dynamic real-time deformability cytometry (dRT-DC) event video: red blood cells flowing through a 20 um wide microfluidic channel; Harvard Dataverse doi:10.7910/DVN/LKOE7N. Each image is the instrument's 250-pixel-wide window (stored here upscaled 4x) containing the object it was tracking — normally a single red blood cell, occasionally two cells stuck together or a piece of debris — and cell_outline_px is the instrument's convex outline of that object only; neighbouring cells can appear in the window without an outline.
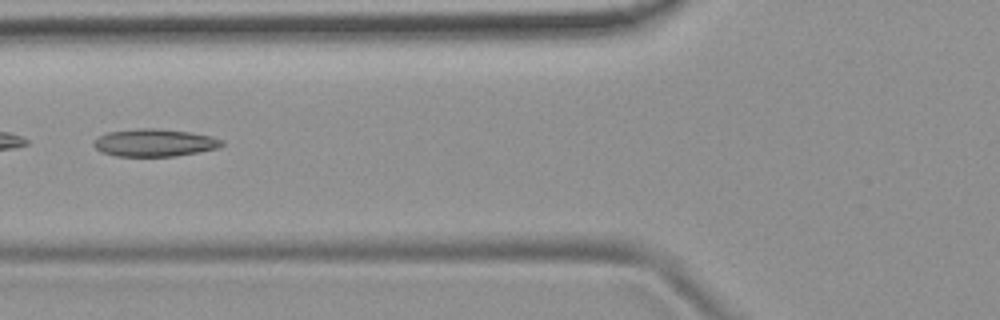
{"species": "common noctule bat (a hibernating species)", "species_latin": "Nyctalus noctula", "temperature_condition": "room temperature", "stored_images_in_passage": 8, "camera_frame_rate_fps": 3000, "um_per_image_px": 0.085, "animal": {"sex": "female", "body_mass_g": 19.9}, "frame": {"image": 1, "passage_image": 6, "time_ms": 6.0, "image_size_px": [1000, 320], "cell_outline_px": [[224, 144], [216, 148], [176, 156], [116, 156], [100, 152], [92, 144], [100, 136], [108, 132], [136, 128], [152, 128], [192, 132], [212, 136], [224, 140]], "centroid_in_image_um": [13.13, 12.12], "position_along_channel_um": 112.7, "area_um2": 20.52}}
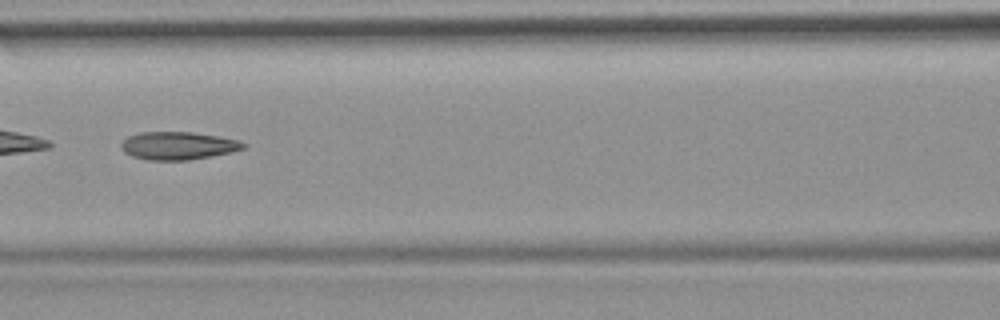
{"frame": {"image": 2, "passage_image": 7, "time_ms": 7.0, "image_size_px": [1000, 320], "cell_outline_px": [[248, 144], [244, 148], [232, 152], [212, 156], [188, 160], [148, 160], [132, 156], [124, 152], [120, 148], [120, 144], [128, 136], [140, 132], [192, 132], [220, 136], [240, 140]], "centroid_in_image_um": [15.16, 12.38], "position_along_channel_um": 151.4, "area_um2": 20.06}}
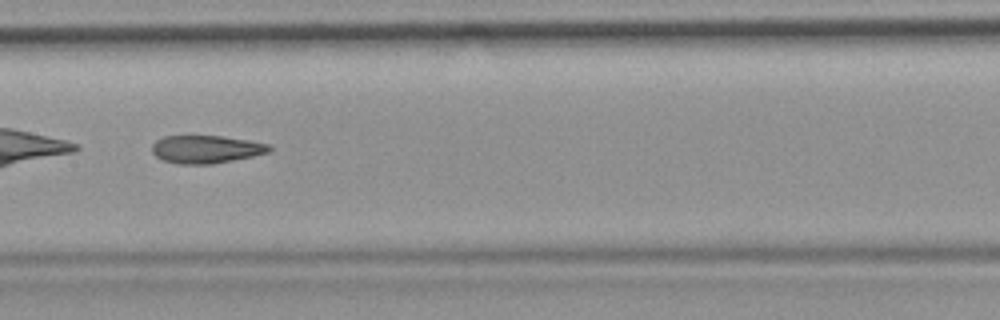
{"frame": {"image": 3, "passage_image": 8, "time_ms": 8.0, "image_size_px": [1000, 320], "cell_outline_px": [[272, 148], [268, 152], [252, 156], [212, 164], [180, 164], [164, 160], [156, 156], [152, 152], [152, 144], [156, 140], [164, 136], [220, 136], [248, 140], [268, 144]], "centroid_in_image_um": [17.49, 12.68], "position_along_channel_um": 189.9, "area_um2": 18.84}}